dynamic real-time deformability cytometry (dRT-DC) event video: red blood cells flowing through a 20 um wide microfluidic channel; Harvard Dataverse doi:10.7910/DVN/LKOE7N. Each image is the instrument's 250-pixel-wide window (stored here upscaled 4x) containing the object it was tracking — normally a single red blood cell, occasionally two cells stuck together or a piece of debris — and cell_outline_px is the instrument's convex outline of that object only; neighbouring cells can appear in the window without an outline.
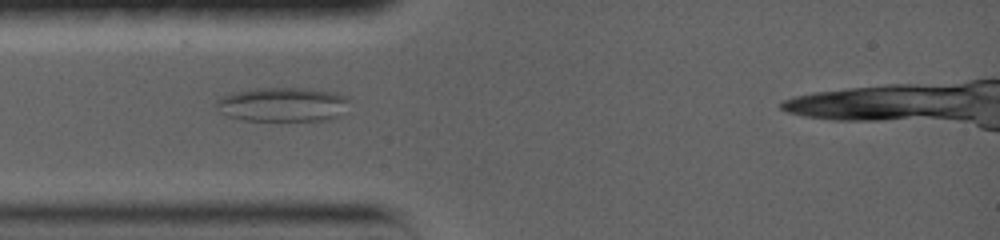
{"species": "common noctule bat (a hibernating species)", "species_latin": "Nyctalus noctula", "temperature_condition": "warm", "stored_images_in_passage": 18, "camera_frame_rate_fps": 5000, "um_per_image_px": 0.085, "animal": {"sex": "female", "body_mass_g": 19.0, "forearm_length_mm": 56.7}, "frame": {"image": 1, "passage_image": 2, "time_ms": 1.0, "image_size_px": [1000, 240], "cell_outline_px": [[348, 100], [340, 116], [332, 120], [244, 120], [224, 116], [220, 112], [216, 104], [216, 100], [220, 96], [232, 92], [256, 88], [308, 88], [336, 92], [344, 96]], "centroid_in_image_um": [23.98, 8.87], "position_along_channel_um": 61.0, "area_um2": 26.7}}
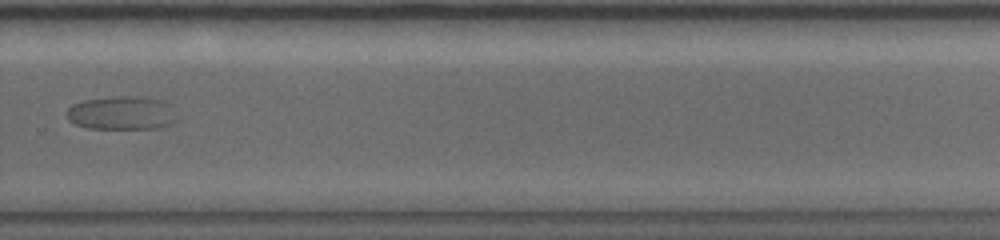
{"frame": {"image": 2, "passage_image": 11, "time_ms": 8.8, "image_size_px": [1000, 240], "cell_outline_px": [[176, 120], [168, 124], [156, 128], [88, 128], [76, 124], [68, 120], [68, 108], [72, 104], [84, 100], [112, 96], [140, 96], [160, 100], [168, 104]], "centroid_in_image_um": [10.29, 9.59], "position_along_channel_um": 319.5, "area_um2": 21.15}}
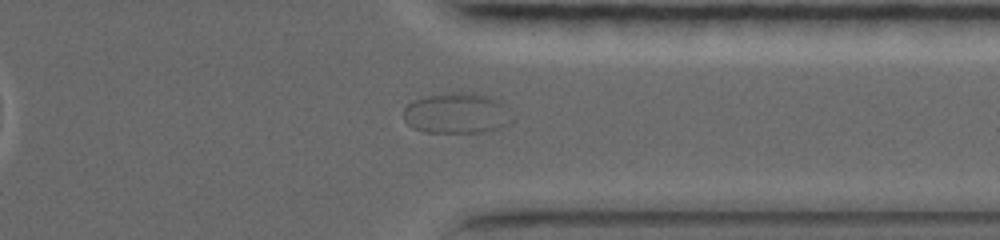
{"frame": {"image": 3, "passage_image": 13, "time_ms": 10.4, "image_size_px": [1000, 240], "cell_outline_px": [[512, 120], [508, 124], [500, 128], [484, 132], [424, 132], [412, 128], [404, 120], [404, 108], [408, 104], [416, 100], [428, 96], [452, 92], [472, 92], [492, 96], [500, 100], [508, 108]], "centroid_in_image_um": [38.86, 9.62], "position_along_channel_um": 372.5, "area_um2": 25.89}}